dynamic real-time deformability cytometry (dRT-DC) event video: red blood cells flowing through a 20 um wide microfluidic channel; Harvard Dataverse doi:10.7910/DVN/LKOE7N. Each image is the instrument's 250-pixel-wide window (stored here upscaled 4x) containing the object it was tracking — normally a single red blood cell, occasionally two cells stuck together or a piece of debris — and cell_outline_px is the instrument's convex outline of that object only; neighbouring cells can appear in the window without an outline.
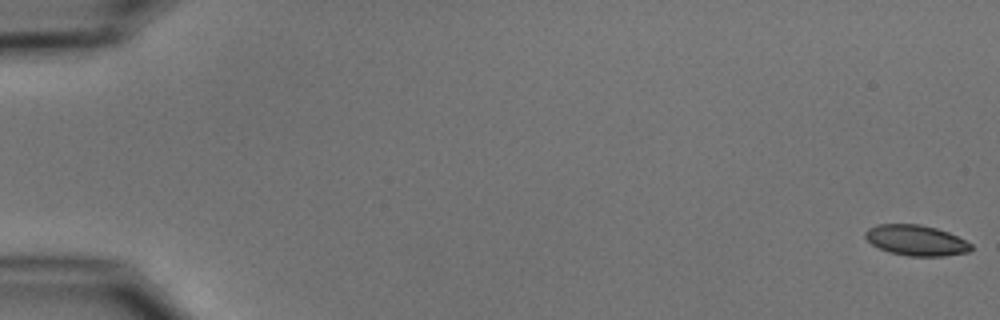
{"species": "common noctule bat (a hibernating species)", "species_latin": "Nyctalus noctula", "temperature_condition": "cold", "stored_images_in_passage": 5, "camera_frame_rate_fps": 3000, "um_per_image_px": 0.085, "animal": {"sex": "male", "body_mass_g": 15.6}, "frame": {"image": 1, "passage_image": 1, "time_ms": 0.0, "image_size_px": [1000, 320], "cell_outline_px": [[972, 248], [968, 252], [944, 256], [908, 256], [888, 252], [872, 244], [864, 236], [864, 232], [868, 228], [876, 224], [920, 224], [936, 228], [948, 232], [972, 244]], "centroid_in_image_um": [77.84, 20.42], "position_along_channel_um": 7.2, "area_um2": 18.84}}
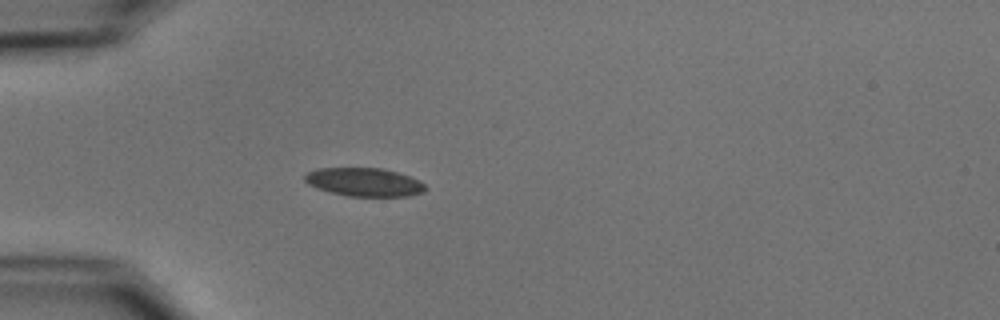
{"frame": {"image": 2, "passage_image": 5, "time_ms": 5.333, "image_size_px": [1000, 320], "cell_outline_px": [[424, 192], [408, 196], [348, 196], [316, 188], [308, 184], [304, 180], [304, 176], [308, 172], [316, 168], [384, 168], [420, 180], [424, 184]], "centroid_in_image_um": [30.94, 15.47], "position_along_channel_um": 54.1, "area_um2": 19.88}}